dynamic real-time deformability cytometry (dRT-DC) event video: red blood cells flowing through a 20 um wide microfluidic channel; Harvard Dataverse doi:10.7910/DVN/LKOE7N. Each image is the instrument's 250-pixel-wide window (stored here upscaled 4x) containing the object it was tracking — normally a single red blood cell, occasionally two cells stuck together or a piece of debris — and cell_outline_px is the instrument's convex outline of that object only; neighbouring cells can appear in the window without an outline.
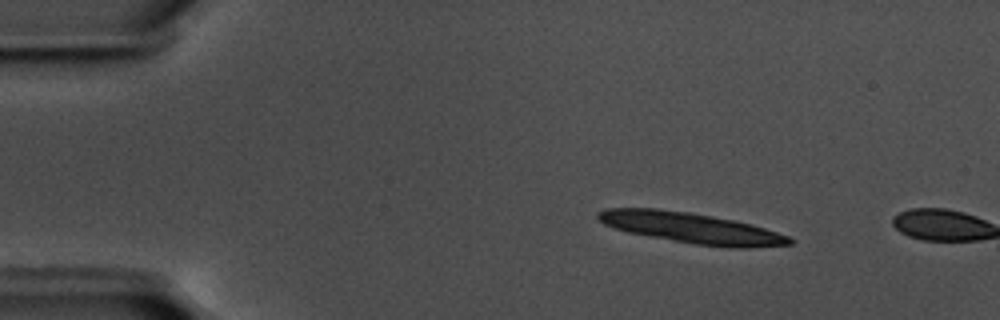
{"species": "common noctule bat (a hibernating species)", "species_latin": "Nyctalus noctula", "temperature_condition": "warm", "stored_images_in_passage": 3, "camera_frame_rate_fps": 3000, "um_per_image_px": 0.085, "animal": {"sex": "male", "body_mass_g": 17.5, "forearm_length_mm": 52.3}, "frame": {"image": 1, "passage_image": 1, "time_ms": 0.0, "image_size_px": [1000, 320], "cell_outline_px": [[796, 240], [792, 244], [744, 248], [732, 248], [696, 244], [648, 236], [628, 232], [604, 224], [596, 220], [596, 212], [608, 208], [656, 208], [692, 212], [752, 224], [788, 236]], "centroid_in_image_um": [58.73, 19.37], "position_along_channel_um": 26.3, "area_um2": 34.16}}